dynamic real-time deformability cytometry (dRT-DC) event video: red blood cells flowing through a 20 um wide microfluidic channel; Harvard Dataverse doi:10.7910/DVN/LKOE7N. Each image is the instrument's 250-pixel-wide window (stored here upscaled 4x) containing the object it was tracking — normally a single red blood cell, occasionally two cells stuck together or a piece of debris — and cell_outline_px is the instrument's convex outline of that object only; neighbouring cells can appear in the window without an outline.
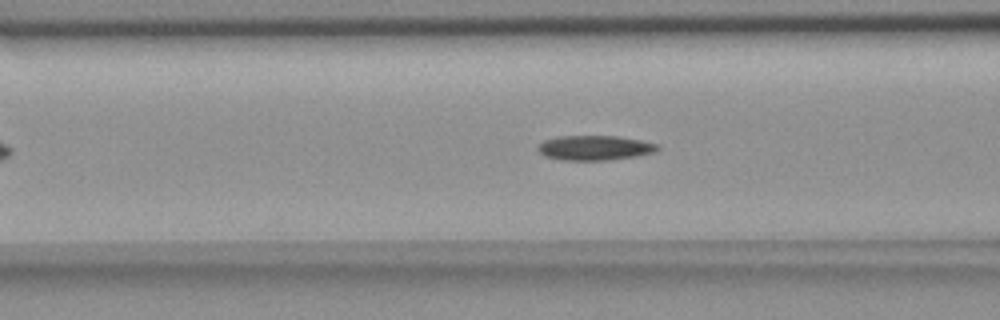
{"species": "common noctule bat (a hibernating species)", "species_latin": "Nyctalus noctula", "temperature_condition": "room temperature", "stored_images_in_passage": 51, "camera_frame_rate_fps": 3000, "um_per_image_px": 0.085, "animal": {"sex": "female", "body_mass_g": 18.4}, "frame": {"image": 1, "passage_image": 16, "time_ms": 5.0, "image_size_px": [1000, 320], "cell_outline_px": [[660, 148], [656, 152], [636, 156], [608, 160], [560, 160], [544, 156], [536, 148], [544, 140], [556, 136], [616, 136], [640, 140], [660, 144]], "centroid_in_image_um": [50.56, 12.56], "position_along_channel_um": 116.0, "area_um2": 17.4}}
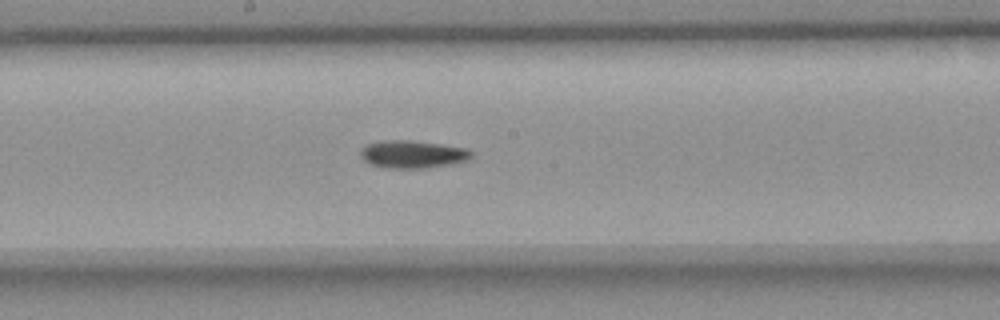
{"frame": {"image": 2, "passage_image": 24, "time_ms": 7.667, "image_size_px": [1000, 320], "cell_outline_px": [[472, 156], [464, 160], [452, 164], [424, 168], [384, 168], [372, 164], [364, 160], [360, 156], [360, 148], [368, 144], [380, 140], [412, 140], [468, 148], [472, 152]], "centroid_in_image_um": [35.04, 13.1], "position_along_channel_um": 213.2, "area_um2": 17.92}}
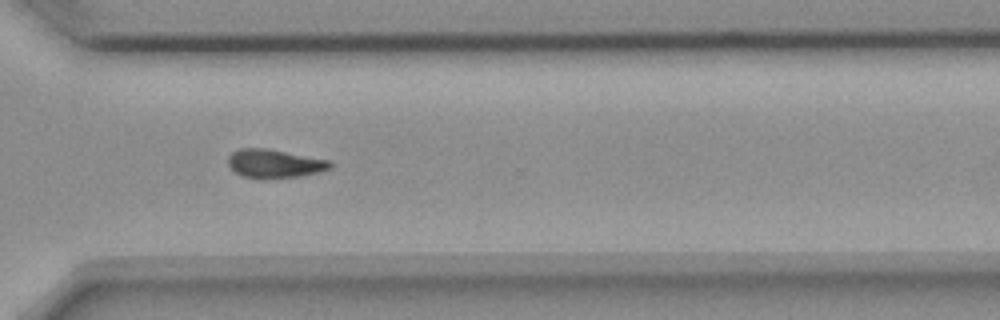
{"frame": {"image": 3, "passage_image": 35, "time_ms": 11.333, "image_size_px": [1000, 320], "cell_outline_px": [[332, 168], [320, 172], [304, 176], [264, 180], [260, 180], [244, 176], [236, 172], [228, 164], [228, 156], [232, 152], [240, 148], [268, 148], [332, 160]], "centroid_in_image_um": [23.39, 13.92], "position_along_channel_um": 347.2, "area_um2": 17.57}}